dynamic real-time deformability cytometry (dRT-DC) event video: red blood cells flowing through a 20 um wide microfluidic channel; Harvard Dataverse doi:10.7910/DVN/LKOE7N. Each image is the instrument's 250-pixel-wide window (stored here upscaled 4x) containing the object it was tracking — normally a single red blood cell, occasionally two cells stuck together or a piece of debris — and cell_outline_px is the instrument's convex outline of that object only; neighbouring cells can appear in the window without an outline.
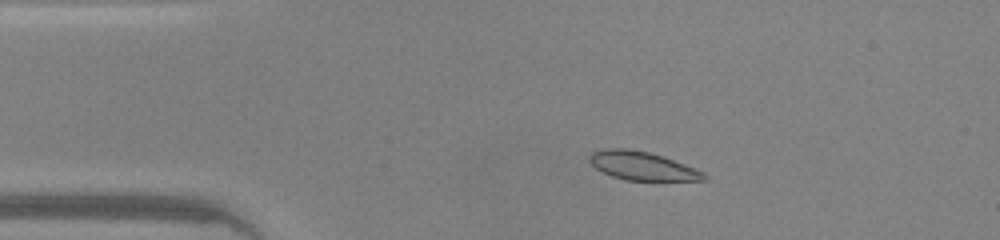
{"species": "common noctule bat (a hibernating species)", "species_latin": "Nyctalus noctula", "temperature_condition": "warm", "stored_images_in_passage": 45, "camera_frame_rate_fps": 3000, "um_per_image_px": 0.085, "animal": {"sex": "male", "body_mass_g": 20.0, "forearm_length_mm": 53.3}, "frame": {"image": 1, "passage_image": 7, "time_ms": 2.0, "image_size_px": [1000, 240], "cell_outline_px": [[708, 180], [624, 180], [612, 176], [596, 168], [588, 160], [588, 156], [592, 152], [604, 148], [628, 148], [648, 152], [664, 156], [696, 168], [704, 172], [708, 176]], "centroid_in_image_um": [54.61, 14.09], "position_along_channel_um": 30.4, "area_um2": 19.13}}
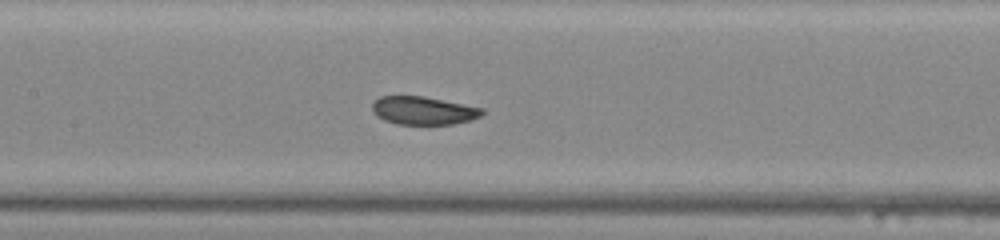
{"frame": {"image": 2, "passage_image": 20, "time_ms": 6.333, "image_size_px": [1000, 240], "cell_outline_px": [[484, 112], [480, 116], [472, 120], [452, 124], [396, 124], [384, 120], [376, 116], [372, 112], [372, 104], [380, 96], [424, 96], [484, 108]], "centroid_in_image_um": [35.98, 9.4], "position_along_channel_um": 171.4, "area_um2": 18.09}}
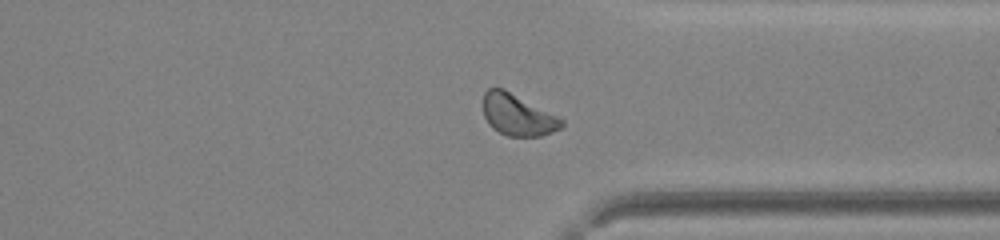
{"frame": {"image": 3, "passage_image": 34, "time_ms": 11.0, "image_size_px": [1000, 240], "cell_outline_px": [[564, 128], [540, 136], [508, 136], [492, 128], [488, 124], [484, 116], [484, 92], [488, 88], [504, 88], [560, 116], [564, 120]], "centroid_in_image_um": [44.05, 9.76], "position_along_channel_um": 367.4, "area_um2": 19.25}, "authors_computed_cell_mechanics": {"area_um2": 19.0162, "velocity_mm_per_s": 4.2412, "shape_relaxation_time_tau1_ms": 3.8464, "shape_relaxation_time_tau2_ms": null, "deformation_change_tau1": 0.1019, "deformation_change_tau2": null}}